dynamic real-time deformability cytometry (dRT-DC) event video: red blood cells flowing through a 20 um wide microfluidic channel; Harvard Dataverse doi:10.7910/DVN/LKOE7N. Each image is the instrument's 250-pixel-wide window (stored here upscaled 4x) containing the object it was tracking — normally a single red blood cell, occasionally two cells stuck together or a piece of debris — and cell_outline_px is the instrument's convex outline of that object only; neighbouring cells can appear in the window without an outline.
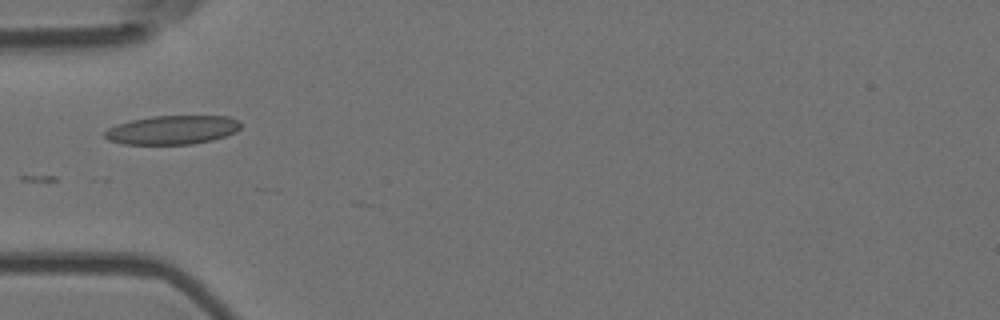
{"species": "Egyptian fruit bat (a non-hibernating species)", "species_latin": "Rousettus aegyptiacus", "temperature_condition": "room temperature", "stored_images_in_passage": 15, "camera_frame_rate_fps": 3000, "um_per_image_px": 0.085, "animal": {"sex": "female"}, "frame": {"image": 1, "passage_image": 5, "time_ms": 1.333, "image_size_px": [1000, 320], "cell_outline_px": [[240, 128], [236, 132], [212, 140], [192, 144], [124, 144], [108, 140], [104, 136], [104, 132], [108, 128], [116, 124], [132, 120], [152, 116], [228, 116], [240, 120]], "centroid_in_image_um": [14.65, 11.04], "position_along_channel_um": 70.4, "area_um2": 22.89}}